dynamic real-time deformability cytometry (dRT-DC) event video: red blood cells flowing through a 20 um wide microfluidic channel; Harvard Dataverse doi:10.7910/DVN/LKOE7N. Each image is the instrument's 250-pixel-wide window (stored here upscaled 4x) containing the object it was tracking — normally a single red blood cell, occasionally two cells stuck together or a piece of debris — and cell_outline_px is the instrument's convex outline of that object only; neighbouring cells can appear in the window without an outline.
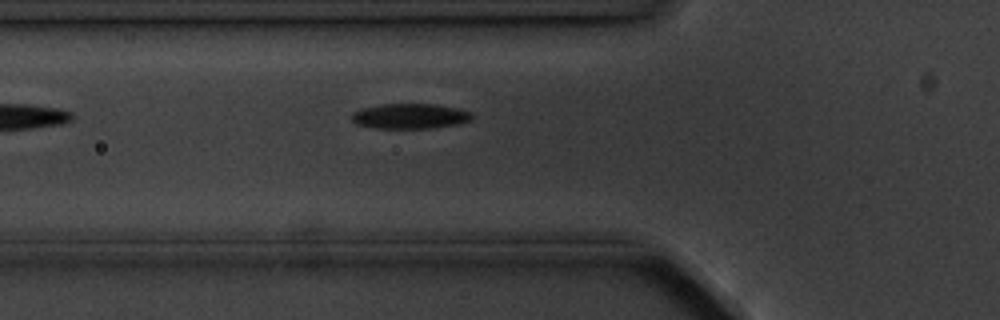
{"species": "common noctule bat (a hibernating species)", "species_latin": "Nyctalus noctula", "temperature_condition": "cold", "stored_images_in_passage": 6, "camera_frame_rate_fps": 3000, "um_per_image_px": 0.085, "animal": {"sex": "male", "body_mass_g": 20.1, "forearm_length_mm": 53.5}, "frame": {"image": 1, "passage_image": 6, "time_ms": 6.0, "image_size_px": [1000, 320], "cell_outline_px": [[472, 120], [456, 124], [436, 128], [376, 128], [356, 124], [352, 120], [352, 112], [360, 108], [384, 104], [436, 104], [456, 108], [472, 112]], "centroid_in_image_um": [34.85, 9.87], "position_along_channel_um": 91.0, "area_um2": 17.69}}